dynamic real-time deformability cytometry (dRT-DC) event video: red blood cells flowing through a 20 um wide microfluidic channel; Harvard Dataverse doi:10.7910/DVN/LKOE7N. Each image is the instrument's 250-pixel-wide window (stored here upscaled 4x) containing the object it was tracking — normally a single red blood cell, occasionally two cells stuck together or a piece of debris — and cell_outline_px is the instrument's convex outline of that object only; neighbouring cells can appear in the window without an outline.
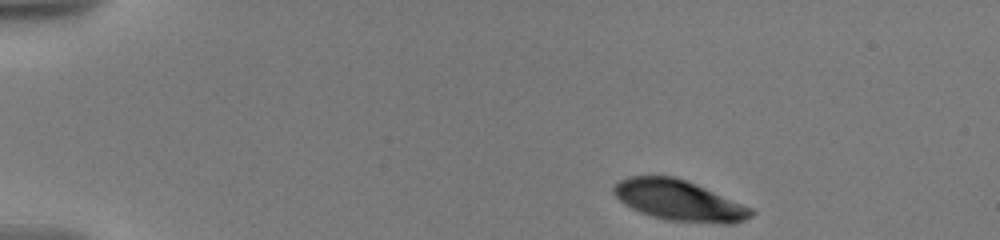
{"species": "human", "species_latin": "Homo sapiens", "temperature_condition": "warm", "stored_images_in_passage": 17, "camera_frame_rate_fps": 3000, "um_per_image_px": 0.085, "donor": {"sex": "male"}, "frame": {"image": 1, "passage_image": 1, "time_ms": 0.0, "image_size_px": [1000, 240], "cell_outline_px": [[756, 212], [752, 216], [744, 220], [732, 224], [724, 224], [664, 220], [640, 212], [624, 204], [612, 192], [612, 188], [620, 180], [628, 176], [676, 176], [696, 184], [752, 208]], "centroid_in_image_um": [57.72, 17.05], "position_along_channel_um": 27.3, "area_um2": 32.54}}